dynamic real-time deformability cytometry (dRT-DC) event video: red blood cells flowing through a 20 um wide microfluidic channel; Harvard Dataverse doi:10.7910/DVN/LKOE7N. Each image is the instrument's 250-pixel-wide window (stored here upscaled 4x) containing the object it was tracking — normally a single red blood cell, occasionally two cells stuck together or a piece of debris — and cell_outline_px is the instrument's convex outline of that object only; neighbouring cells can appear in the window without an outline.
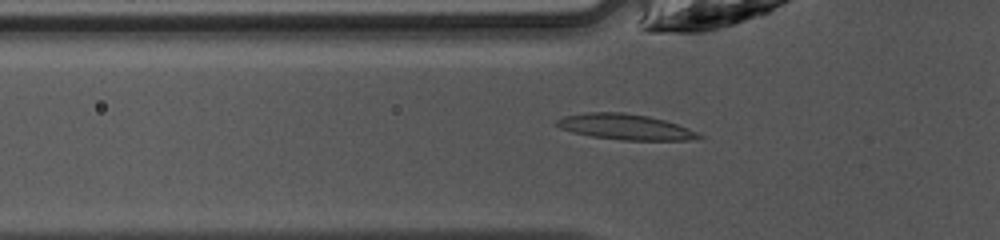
{"species": "common noctule bat (a hibernating species)", "species_latin": "Nyctalus noctula", "temperature_condition": "warm", "stored_images_in_passage": 42, "camera_frame_rate_fps": 3000, "um_per_image_px": 0.085, "animal": {"sex": "female", "body_mass_g": 10.0, "forearm_length_mm": 53.1}, "frame": {"image": 1, "passage_image": 11, "time_ms": 3.333, "image_size_px": [1000, 240], "cell_outline_px": [[704, 136], [688, 140], [624, 140], [592, 136], [572, 132], [560, 128], [552, 124], [556, 120], [564, 116], [588, 112], [624, 112], [648, 116], [664, 120], [688, 128]], "centroid_in_image_um": [53.09, 10.78], "position_along_channel_um": 72.7, "area_um2": 21.1}}
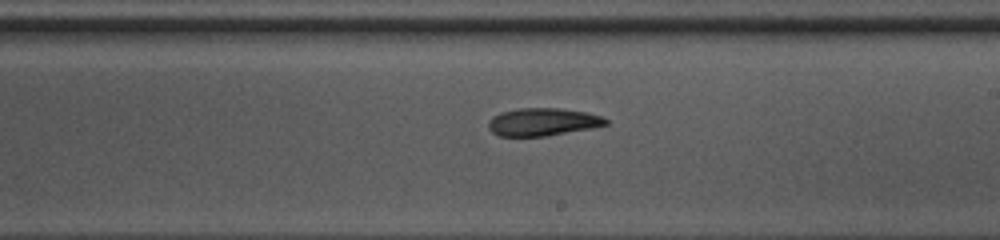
{"frame": {"image": 2, "passage_image": 23, "time_ms": 7.333, "image_size_px": [1000, 240], "cell_outline_px": [[608, 124], [592, 128], [548, 136], [500, 136], [492, 132], [488, 128], [488, 124], [492, 116], [500, 112], [520, 108], [560, 108], [588, 112], [600, 116], [608, 120]], "centroid_in_image_um": [46.13, 10.36], "position_along_channel_um": 242.9, "area_um2": 19.07}}
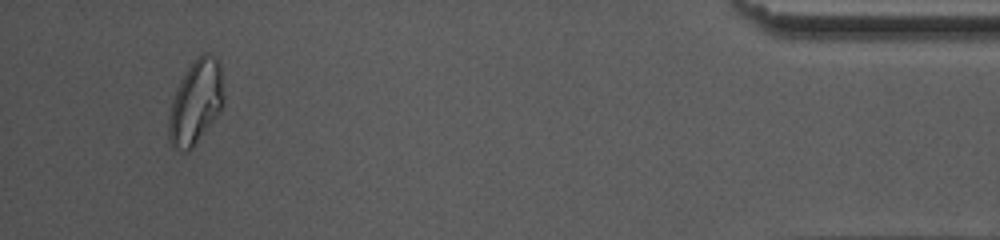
{"frame": {"image": 3, "passage_image": 40, "time_ms": 13.0, "image_size_px": [1000, 240], "cell_outline_px": [[224, 104], [220, 112], [192, 148], [188, 152], [184, 152], [172, 148], [168, 140], [168, 116], [172, 100], [176, 88], [180, 80], [188, 68], [204, 52], [208, 52], [216, 56], [220, 64], [224, 96]], "centroid_in_image_um": [16.63, 8.72], "position_along_channel_um": 418.6, "area_um2": 27.17}, "authors_computed_cell_mechanics": {"area_um2": 20.1144, "velocity_mm_per_s": 4.2241, "shape_relaxation_time_tau1_ms": null, "shape_relaxation_time_tau2_ms": 6.8645, "deformation_change_tau1": null, "deformation_change_tau2": 0.163}}